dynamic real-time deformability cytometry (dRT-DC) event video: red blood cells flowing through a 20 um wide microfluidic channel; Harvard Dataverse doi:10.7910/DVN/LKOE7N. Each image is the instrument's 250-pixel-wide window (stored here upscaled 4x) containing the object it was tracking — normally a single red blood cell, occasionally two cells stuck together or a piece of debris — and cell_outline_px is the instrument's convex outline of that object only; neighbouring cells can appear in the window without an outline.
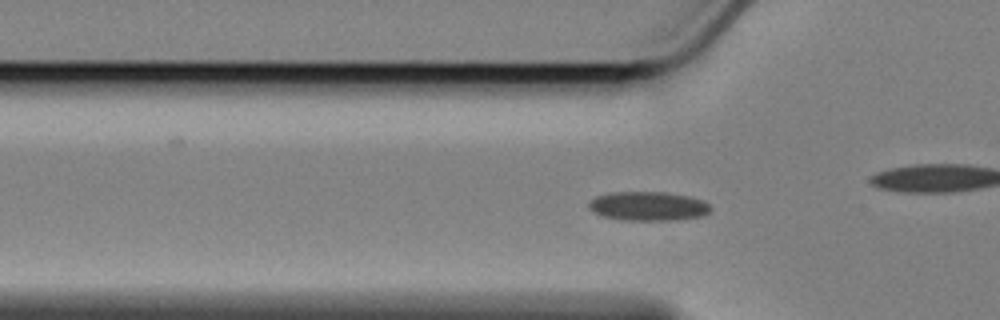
{"species": "Egyptian fruit bat (a non-hibernating species)", "species_latin": "Rousettus aegyptiacus", "temperature_condition": "cold", "stored_images_in_passage": 27, "camera_frame_rate_fps": 3000, "um_per_image_px": 0.085, "animal": {"sex": "female"}, "frame": {"image": 1, "passage_image": 15, "time_ms": 4.667, "image_size_px": [1000, 320], "cell_outline_px": [[712, 208], [704, 216], [676, 220], [620, 220], [600, 216], [592, 212], [588, 208], [588, 200], [596, 196], [612, 192], [664, 192], [688, 196], [704, 200]], "centroid_in_image_um": [55.05, 17.53], "position_along_channel_um": 70.7, "area_um2": 20.98}}
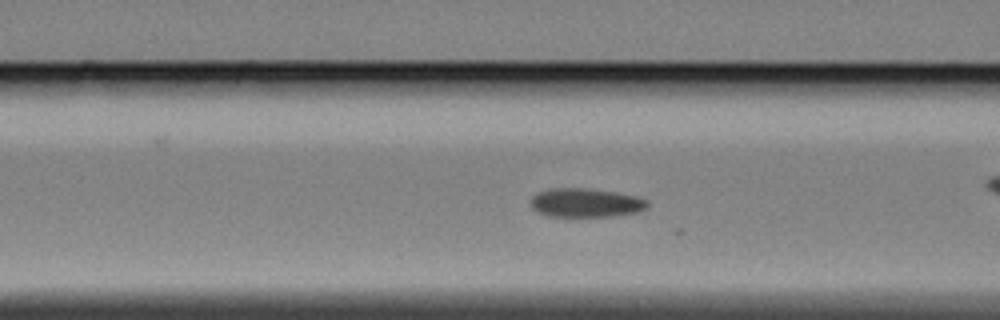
{"frame": {"image": 2, "passage_image": 19, "time_ms": 6.0, "image_size_px": [1000, 320], "cell_outline_px": [[648, 208], [640, 212], [612, 216], [548, 216], [536, 212], [532, 208], [532, 196], [536, 192], [552, 188], [580, 188], [616, 192], [636, 196], [648, 200]], "centroid_in_image_um": [49.8, 17.24], "position_along_channel_um": 116.8, "area_um2": 19.71}}
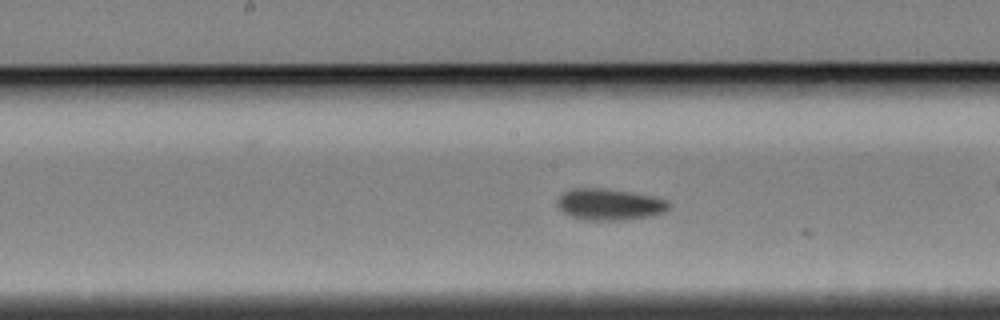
{"frame": {"image": 3, "passage_image": 26, "time_ms": 8.333, "image_size_px": [1000, 320], "cell_outline_px": [[672, 204], [664, 212], [652, 216], [624, 220], [580, 220], [568, 216], [560, 212], [556, 208], [556, 200], [564, 192], [572, 188], [600, 188], [632, 192], [652, 196], [668, 200]], "centroid_in_image_um": [51.76, 17.39], "position_along_channel_um": 196.4, "area_um2": 20.92}}